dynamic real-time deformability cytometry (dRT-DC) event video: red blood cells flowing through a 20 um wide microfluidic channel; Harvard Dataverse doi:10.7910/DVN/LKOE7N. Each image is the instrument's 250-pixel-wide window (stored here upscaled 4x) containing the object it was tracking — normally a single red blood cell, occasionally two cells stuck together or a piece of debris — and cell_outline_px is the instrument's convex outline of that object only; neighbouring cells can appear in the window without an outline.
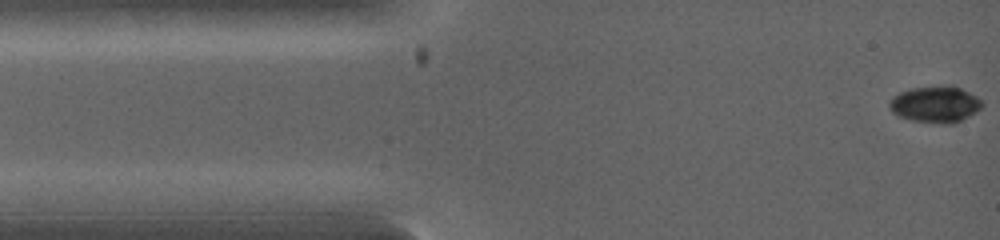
{"species": "common noctule bat (a hibernating species)", "species_latin": "Nyctalus noctula", "temperature_condition": "warm", "stored_images_in_passage": 3, "camera_frame_rate_fps": 5000, "um_per_image_px": 0.085, "animal": {"sex": "female", "body_mass_g": 19.0, "forearm_length_mm": 53.3}, "frame": {"image": 1, "passage_image": 1, "time_ms": 0.0, "image_size_px": [1000, 240], "cell_outline_px": [[984, 104], [976, 112], [952, 124], [948, 124], [912, 120], [896, 116], [892, 112], [888, 104], [892, 96], [900, 92], [912, 88], [960, 88], [976, 96]], "centroid_in_image_um": [79.46, 8.9], "position_along_channel_um": 5.5, "area_um2": 19.02}}
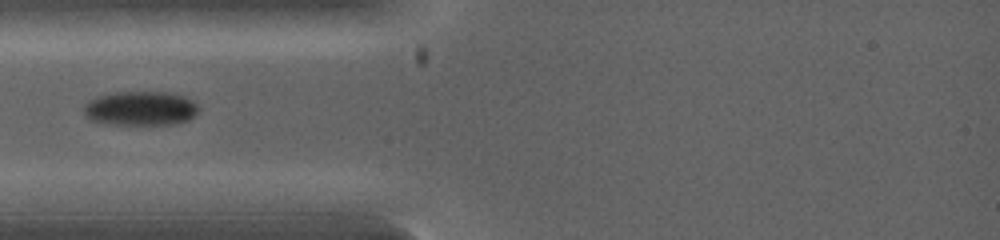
{"frame": {"image": 2, "passage_image": 3, "time_ms": 2.4, "image_size_px": [1000, 240], "cell_outline_px": [[200, 108], [188, 120], [172, 124], [116, 124], [92, 120], [84, 112], [84, 104], [88, 100], [96, 96], [116, 92], [168, 92], [184, 96], [192, 100]], "centroid_in_image_um": [11.95, 9.19], "position_along_channel_um": 73.1, "area_um2": 22.72}}